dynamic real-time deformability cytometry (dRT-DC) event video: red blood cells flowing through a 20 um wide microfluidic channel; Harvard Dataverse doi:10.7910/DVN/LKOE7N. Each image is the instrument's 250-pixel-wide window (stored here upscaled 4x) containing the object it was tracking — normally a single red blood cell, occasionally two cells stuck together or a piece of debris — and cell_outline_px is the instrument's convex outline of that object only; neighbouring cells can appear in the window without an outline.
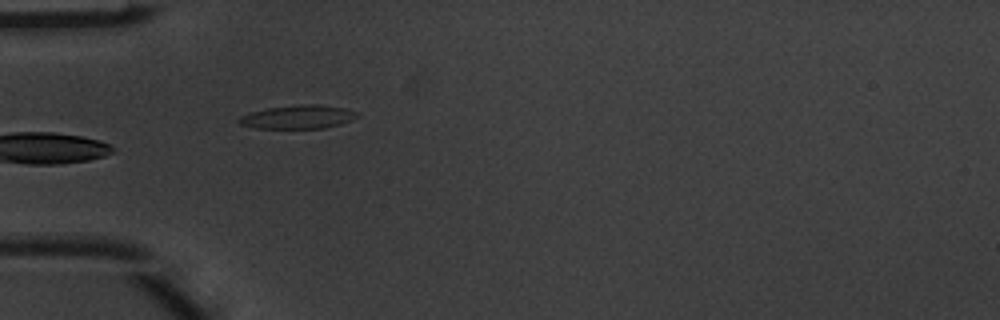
{"species": "common noctule bat (a hibernating species)", "species_latin": "Nyctalus noctula", "temperature_condition": "warm", "stored_images_in_passage": 8, "camera_frame_rate_fps": 3000, "um_per_image_px": 0.085, "animal": {"sex": "male", "body_mass_g": 20.1, "forearm_length_mm": 53.5}, "frame": {"image": 1, "passage_image": 6, "time_ms": 1.667, "image_size_px": [1000, 320], "cell_outline_px": [[360, 116], [352, 120], [340, 124], [324, 128], [256, 128], [240, 124], [236, 120], [240, 116], [248, 112], [268, 108], [300, 104], [320, 104], [344, 108], [360, 112]], "centroid_in_image_um": [25.35, 9.93], "position_along_channel_um": 59.6, "area_um2": 16.42}}
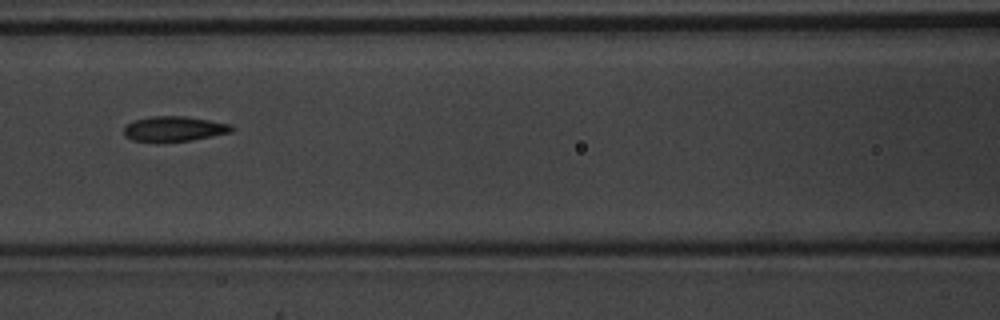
{"frame": {"image": 2, "passage_image": 8, "time_ms": 2.333, "image_size_px": [1000, 320], "cell_outline_px": [[236, 128], [232, 132], [192, 140], [132, 140], [124, 136], [124, 128], [128, 124], [136, 120], [148, 116], [184, 116], [208, 120], [228, 124]], "centroid_in_image_um": [14.82, 10.93], "position_along_channel_um": 151.8, "area_um2": 15.26}}